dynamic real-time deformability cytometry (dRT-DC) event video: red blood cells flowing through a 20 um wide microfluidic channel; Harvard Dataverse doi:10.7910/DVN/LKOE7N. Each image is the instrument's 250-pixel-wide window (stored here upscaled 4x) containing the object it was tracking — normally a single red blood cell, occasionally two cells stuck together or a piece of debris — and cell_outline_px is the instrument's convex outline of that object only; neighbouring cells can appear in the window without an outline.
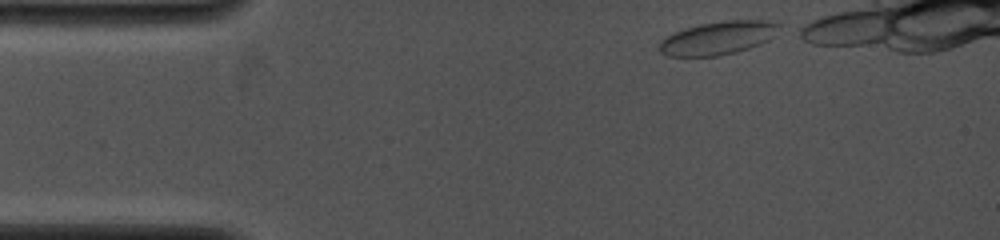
{"species": "common noctule bat (a hibernating species)", "species_latin": "Nyctalus noctula", "temperature_condition": "cold", "stored_images_in_passage": 8, "segment_of_instrument_passage": [1, 2], "camera_frame_rate_fps": 4000, "um_per_image_px": 0.085, "animal": {"sex": "female", "body_mass_g": 19.0, "forearm_length_mm": 53.3}, "frame": {"image": 1, "passage_image": 1, "time_ms": 0.0, "image_size_px": [1000, 240], "cell_outline_px": [[784, 24], [768, 40], [760, 44], [736, 52], [720, 56], [668, 56], [660, 52], [656, 48], [656, 44], [660, 40], [676, 32], [700, 24], [728, 20], [764, 20]], "centroid_in_image_um": [61.02, 3.24], "position_along_channel_um": 24.0, "area_um2": 23.24}}
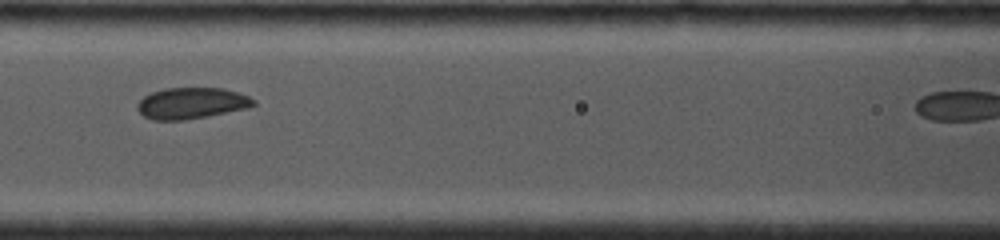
{"frame": {"image": 2, "passage_image": 6, "time_ms": 4.5, "image_size_px": [1000, 240], "cell_outline_px": [[256, 104], [248, 108], [208, 116], [184, 120], [152, 120], [144, 116], [136, 108], [136, 104], [144, 96], [152, 92], [164, 88], [224, 88], [248, 96], [256, 100]], "centroid_in_image_um": [16.27, 8.77], "position_along_channel_um": 150.3, "area_um2": 21.21}}
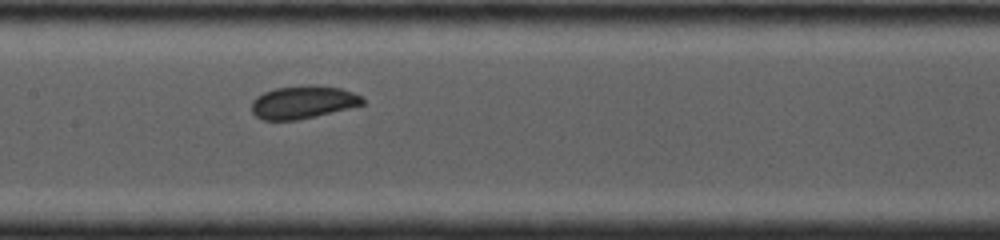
{"frame": {"image": 3, "passage_image": 7, "time_ms": 5.25, "image_size_px": [1000, 240], "cell_outline_px": [[364, 104], [348, 108], [296, 120], [264, 120], [256, 116], [252, 112], [252, 100], [256, 96], [264, 92], [276, 88], [308, 84], [316, 84], [340, 88], [352, 92], [360, 96], [364, 100]], "centroid_in_image_um": [25.73, 8.67], "position_along_channel_um": 181.7, "area_um2": 21.15}}